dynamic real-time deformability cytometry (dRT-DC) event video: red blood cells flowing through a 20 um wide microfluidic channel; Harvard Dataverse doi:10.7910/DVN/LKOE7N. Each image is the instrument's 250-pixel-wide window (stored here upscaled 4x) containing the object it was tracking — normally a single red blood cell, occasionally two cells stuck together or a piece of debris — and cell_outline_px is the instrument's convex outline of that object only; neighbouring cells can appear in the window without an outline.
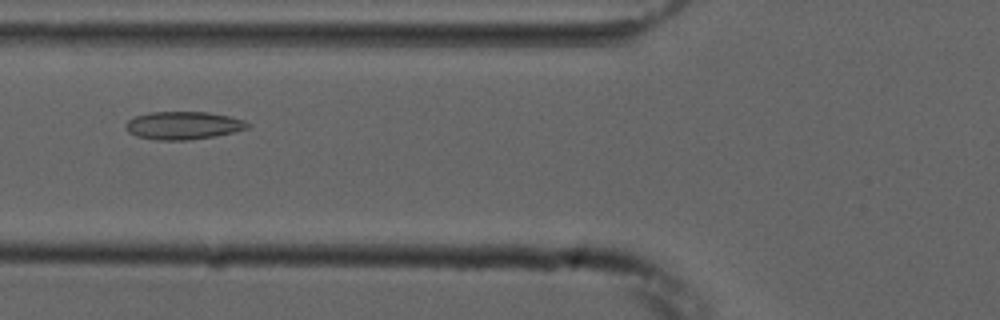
{"species": "common noctule bat (a hibernating species)", "species_latin": "Nyctalus noctula", "temperature_condition": "cold", "stored_images_in_passage": 10, "camera_frame_rate_fps": 3000, "um_per_image_px": 0.085, "animal": {"sex": "male", "forearm_length_mm": 52.5}, "frame": {"image": 1, "passage_image": 5, "time_ms": 6.0, "image_size_px": [1000, 320], "cell_outline_px": [[252, 124], [248, 128], [232, 132], [212, 136], [188, 140], [156, 140], [136, 136], [128, 132], [124, 128], [124, 124], [128, 120], [136, 116], [148, 112], [208, 112], [228, 116], [244, 120]], "centroid_in_image_um": [15.54, 10.66], "position_along_channel_um": 110.3, "area_um2": 19.83}}
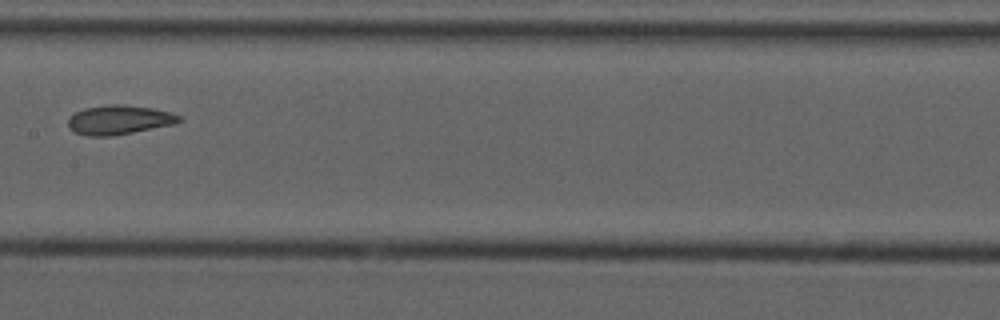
{"frame": {"image": 2, "passage_image": 7, "time_ms": 8.333, "image_size_px": [1000, 320], "cell_outline_px": [[184, 120], [172, 124], [112, 136], [88, 136], [76, 132], [68, 128], [68, 120], [76, 112], [84, 108], [108, 104], [124, 104], [152, 108], [172, 112], [180, 116]], "centroid_in_image_um": [10.13, 10.17], "position_along_channel_um": 197.3, "area_um2": 18.84}}
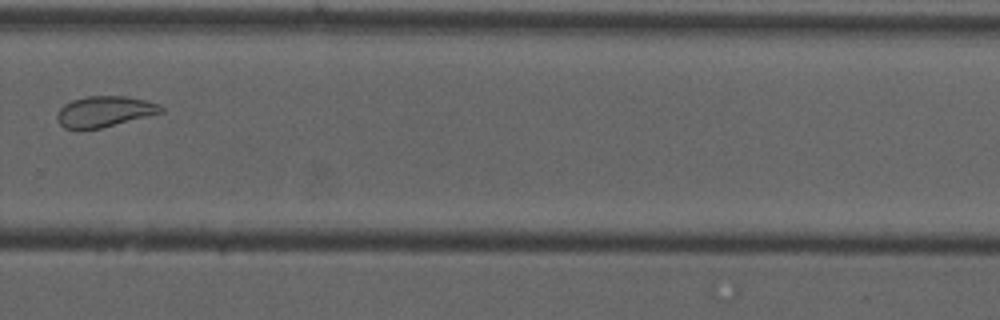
{"frame": {"image": 3, "passage_image": 10, "time_ms": 11.667, "image_size_px": [1000, 320], "cell_outline_px": [[164, 112], [100, 128], [64, 128], [56, 120], [56, 116], [60, 108], [64, 104], [72, 100], [88, 96], [128, 96], [160, 104], [164, 108]], "centroid_in_image_um": [8.89, 9.46], "position_along_channel_um": 320.9, "area_um2": 18.5}}